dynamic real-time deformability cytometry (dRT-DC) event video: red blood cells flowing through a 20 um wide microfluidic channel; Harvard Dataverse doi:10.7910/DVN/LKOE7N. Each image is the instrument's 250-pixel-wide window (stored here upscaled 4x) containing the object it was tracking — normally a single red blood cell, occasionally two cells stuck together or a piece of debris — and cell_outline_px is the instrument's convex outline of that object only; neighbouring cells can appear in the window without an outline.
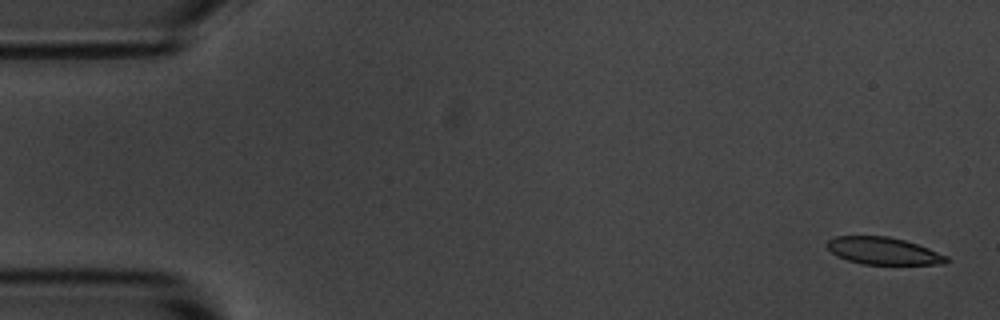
{"species": "common noctule bat (a hibernating species)", "species_latin": "Nyctalus noctula", "temperature_condition": "room temperature", "stored_images_in_passage": 5, "camera_frame_rate_fps": 3000, "um_per_image_px": 0.085, "animal": {"sex": "male", "body_mass_g": 20.1, "forearm_length_mm": 53.5}, "frame": {"image": 1, "passage_image": 1, "time_ms": 0.0, "image_size_px": [1000, 320], "cell_outline_px": [[948, 260], [944, 264], [860, 264], [836, 256], [824, 244], [828, 240], [836, 236], [888, 236], [904, 240], [928, 248], [948, 256]], "centroid_in_image_um": [75.05, 21.32], "position_along_channel_um": 10.0, "area_um2": 18.9}}